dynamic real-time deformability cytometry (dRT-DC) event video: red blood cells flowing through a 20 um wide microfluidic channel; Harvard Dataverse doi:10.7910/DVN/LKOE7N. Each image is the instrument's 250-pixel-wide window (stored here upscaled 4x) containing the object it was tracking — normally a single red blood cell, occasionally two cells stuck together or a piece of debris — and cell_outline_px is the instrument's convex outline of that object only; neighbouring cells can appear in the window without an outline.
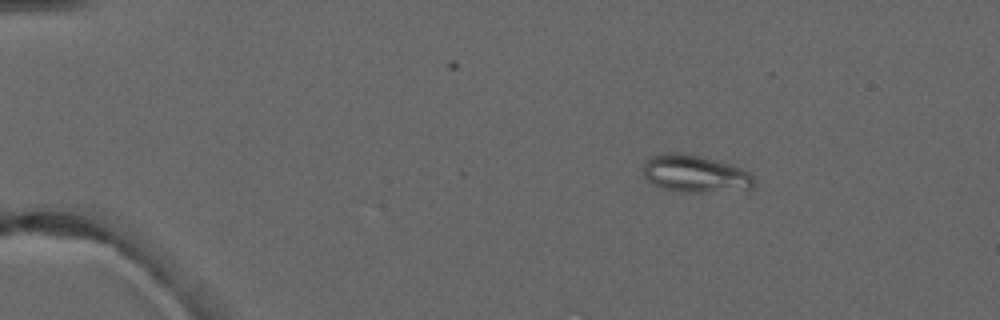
{"species": "common noctule bat (a hibernating species)", "species_latin": "Nyctalus noctula", "temperature_condition": "warm", "stored_images_in_passage": 4, "camera_frame_rate_fps": 3000, "um_per_image_px": 0.085, "animal": {"sex": "male", "forearm_length_mm": 52.5}, "frame": {"image": 1, "passage_image": 2, "time_ms": 1.0, "image_size_px": [1000, 320], "cell_outline_px": [[756, 184], [748, 192], [684, 192], [664, 188], [652, 184], [644, 176], [644, 164], [652, 156], [664, 152], [680, 152], [700, 156], [716, 160], [740, 168], [748, 172], [756, 180]], "centroid_in_image_um": [59.16, 14.8], "position_along_channel_um": 25.8, "area_um2": 24.51}}